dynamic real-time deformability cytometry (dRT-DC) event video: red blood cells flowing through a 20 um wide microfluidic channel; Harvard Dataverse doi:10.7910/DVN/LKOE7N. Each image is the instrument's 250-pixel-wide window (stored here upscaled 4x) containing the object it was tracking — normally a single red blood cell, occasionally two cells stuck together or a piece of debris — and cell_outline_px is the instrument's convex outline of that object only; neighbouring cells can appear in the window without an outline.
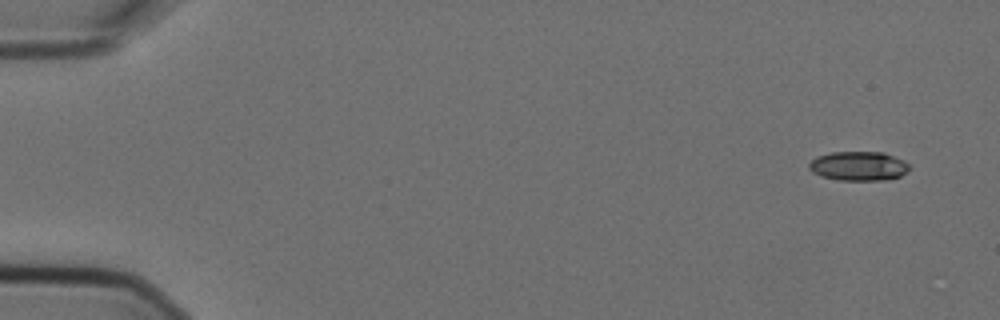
{"species": "Egyptian fruit bat (a non-hibernating species)", "species_latin": "Rousettus aegyptiacus", "temperature_condition": "cold", "stored_images_in_passage": 5, "segment_of_instrument_passage": [1, 2], "camera_frame_rate_fps": 3000, "um_per_image_px": 0.085, "animal": {"sex": "female"}, "frame": {"image": 1, "passage_image": 1, "time_ms": 0.0, "image_size_px": [1000, 320], "cell_outline_px": [[912, 168], [908, 172], [900, 176], [884, 180], [840, 180], [820, 176], [812, 172], [808, 168], [808, 164], [816, 156], [832, 152], [884, 152], [904, 160]], "centroid_in_image_um": [72.99, 14.11], "position_along_channel_um": 12.0, "area_um2": 17.28}}